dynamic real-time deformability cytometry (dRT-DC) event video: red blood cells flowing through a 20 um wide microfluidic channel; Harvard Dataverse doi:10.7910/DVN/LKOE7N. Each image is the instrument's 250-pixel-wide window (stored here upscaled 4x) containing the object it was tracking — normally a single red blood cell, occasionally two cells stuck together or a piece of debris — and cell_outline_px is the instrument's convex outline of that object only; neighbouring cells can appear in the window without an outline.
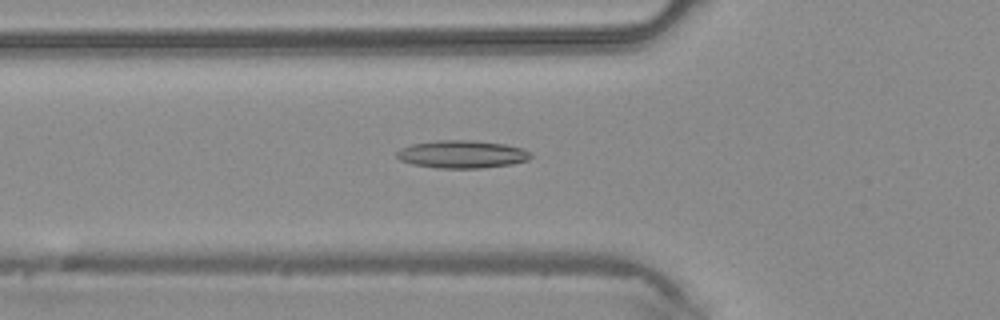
{"species": "common noctule bat (a hibernating species)", "species_latin": "Nyctalus noctula", "temperature_condition": "warm", "stored_images_in_passage": 37, "camera_frame_rate_fps": 3000, "um_per_image_px": 0.085, "animal": {"sex": "male", "body_mass_g": 20.4}, "frame": {"image": 1, "passage_image": 8, "time_ms": 2.333, "image_size_px": [1000, 320], "cell_outline_px": [[532, 156], [528, 160], [512, 164], [484, 168], [436, 168], [412, 164], [400, 160], [396, 156], [396, 152], [400, 148], [412, 144], [436, 140], [476, 140], [508, 144], [524, 148]], "centroid_in_image_um": [39.28, 13.1], "position_along_channel_um": 86.5, "area_um2": 21.96}}
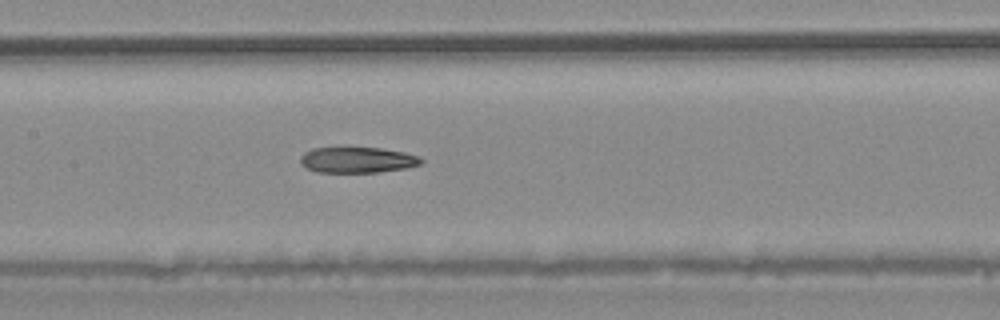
{"frame": {"image": 2, "passage_image": 14, "time_ms": 4.333, "image_size_px": [1000, 320], "cell_outline_px": [[424, 160], [420, 164], [404, 168], [380, 172], [316, 172], [300, 164], [300, 156], [304, 152], [312, 148], [384, 148], [404, 152], [420, 156]], "centroid_in_image_um": [30.38, 13.59], "position_along_channel_um": 177.0, "area_um2": 18.15}}
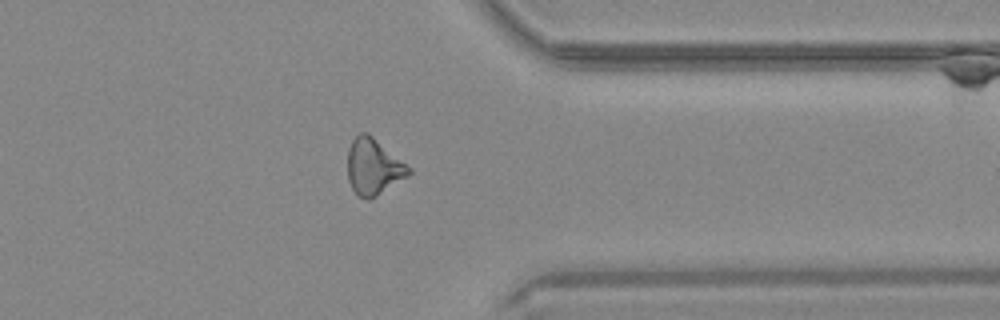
{"frame": {"image": 3, "passage_image": 28, "time_ms": 9.0, "image_size_px": [1000, 320], "cell_outline_px": [[412, 172], [408, 176], [376, 196], [368, 200], [356, 196], [348, 180], [348, 148], [352, 140], [360, 132], [368, 132], [412, 168]], "centroid_in_image_um": [31.74, 14.17], "position_along_channel_um": 379.7, "area_um2": 20.17}}